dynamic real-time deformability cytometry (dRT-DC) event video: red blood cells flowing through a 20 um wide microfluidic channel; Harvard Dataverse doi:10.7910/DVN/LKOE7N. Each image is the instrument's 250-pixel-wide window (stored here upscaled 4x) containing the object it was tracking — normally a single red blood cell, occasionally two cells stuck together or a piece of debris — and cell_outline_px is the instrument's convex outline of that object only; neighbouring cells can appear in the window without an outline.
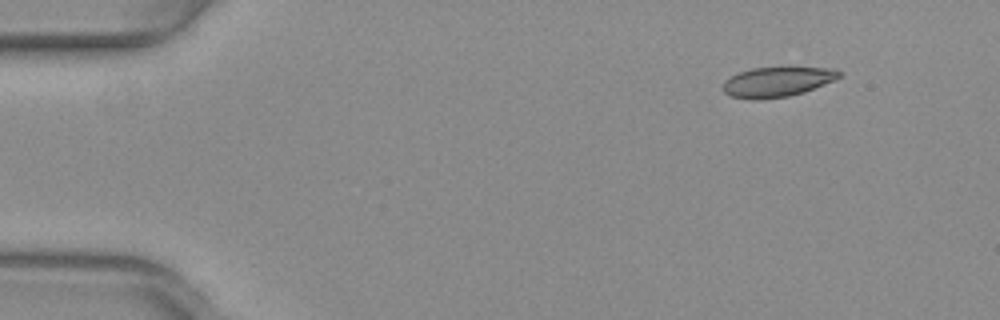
{"species": "common noctule bat (a hibernating species)", "species_latin": "Nyctalus noctula", "temperature_condition": "warm", "stored_images_in_passage": 47, "camera_frame_rate_fps": 3000, "um_per_image_px": 0.085, "animal": {"sex": "female", "body_mass_g": 29.2, "forearm_length_mm": 56.3}, "frame": {"image": 1, "passage_image": 1, "time_ms": 0.0, "image_size_px": [1000, 320], "cell_outline_px": [[840, 76], [836, 80], [804, 92], [788, 96], [756, 100], [752, 100], [728, 96], [724, 92], [724, 80], [740, 72], [752, 68], [784, 64], [788, 64], [832, 68], [840, 72]], "centroid_in_image_um": [66.11, 6.9], "position_along_channel_um": 18.9, "area_um2": 21.27}}
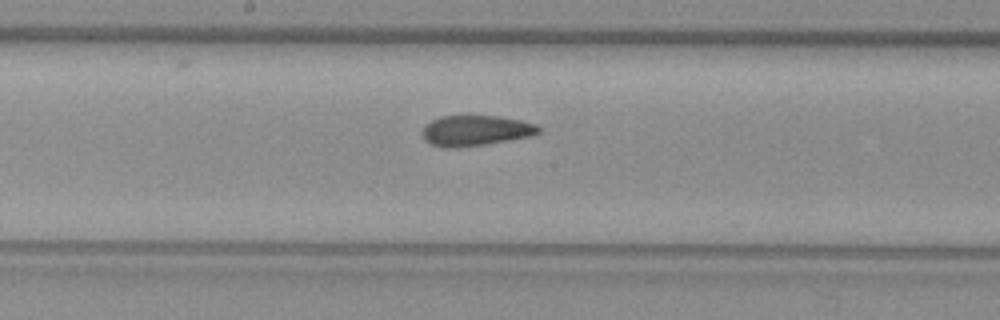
{"frame": {"image": 2, "passage_image": 23, "time_ms": 7.333, "image_size_px": [1000, 320], "cell_outline_px": [[540, 132], [532, 136], [484, 144], [456, 148], [444, 148], [428, 144], [424, 140], [424, 128], [432, 120], [440, 116], [496, 116], [520, 120], [536, 124], [540, 128]], "centroid_in_image_um": [40.43, 11.11], "position_along_channel_um": 207.8, "area_um2": 20.52}}
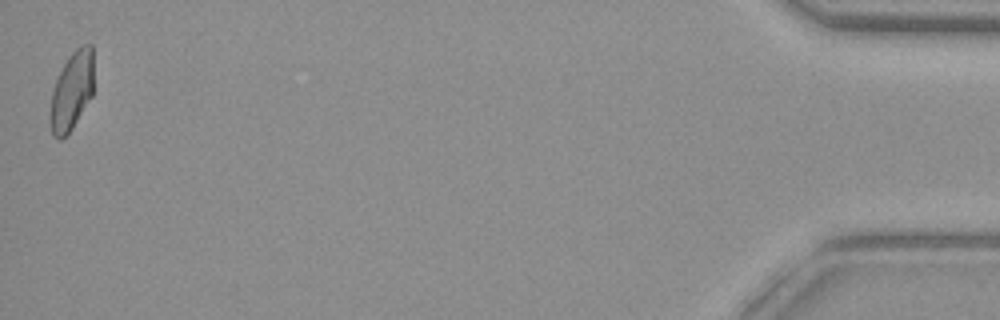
{"frame": {"image": 3, "passage_image": 47, "time_ms": 15.333, "image_size_px": [1000, 320], "cell_outline_px": [[92, 96], [72, 128], [60, 140], [52, 136], [48, 120], [48, 116], [52, 92], [56, 80], [68, 56], [80, 44], [92, 44]], "centroid_in_image_um": [6.06, 7.76], "position_along_channel_um": 429.1, "area_um2": 19.94}, "authors_computed_cell_mechanics": {"area_um2": 20.8658, "velocity_mm_per_s": 3.9976, "shape_relaxation_time_tau1_ms": null, "shape_relaxation_time_tau2_ms": 1.404, "deformation_change_tau1": null, "deformation_change_tau2": 0.0687}}